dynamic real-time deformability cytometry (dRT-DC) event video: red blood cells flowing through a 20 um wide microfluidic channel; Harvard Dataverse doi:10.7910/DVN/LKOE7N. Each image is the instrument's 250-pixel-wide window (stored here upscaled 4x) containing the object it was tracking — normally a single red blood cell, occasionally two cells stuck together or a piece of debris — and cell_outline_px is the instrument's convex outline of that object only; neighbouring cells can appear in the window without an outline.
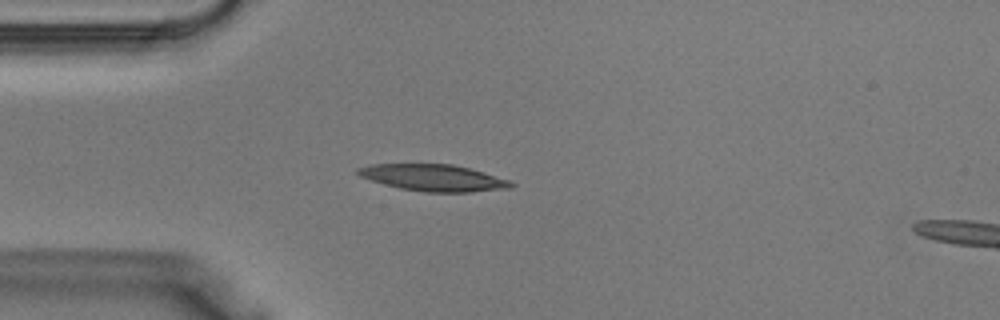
{"species": "Egyptian fruit bat (a non-hibernating species)", "species_latin": "Rousettus aegyptiacus", "temperature_condition": "warm", "stored_images_in_passage": 37, "camera_frame_rate_fps": 3000, "um_per_image_px": 0.085, "animal": {"sex": "male"}, "frame": {"image": 1, "passage_image": 9, "time_ms": 2.667, "image_size_px": [1000, 320], "cell_outline_px": [[516, 184], [512, 188], [472, 192], [424, 192], [400, 188], [384, 184], [360, 176], [356, 172], [356, 168], [372, 164], [452, 164], [484, 172], [512, 180]], "centroid_in_image_um": [36.9, 15.11], "position_along_channel_um": 48.1, "area_um2": 23.87}}
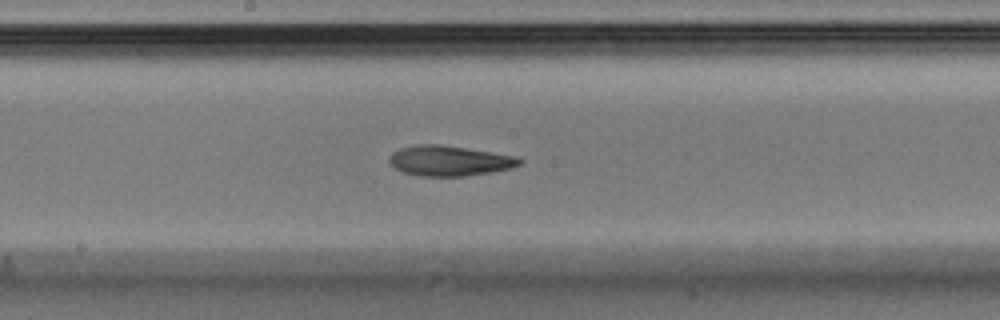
{"frame": {"image": 2, "passage_image": 19, "time_ms": 6.0, "image_size_px": [1000, 320], "cell_outline_px": [[524, 160], [520, 164], [512, 168], [492, 172], [464, 176], [420, 176], [404, 172], [392, 168], [388, 160], [388, 156], [392, 152], [400, 148], [416, 144], [440, 144], [512, 156]], "centroid_in_image_um": [38.12, 13.67], "position_along_channel_um": 210.1, "area_um2": 22.89}}
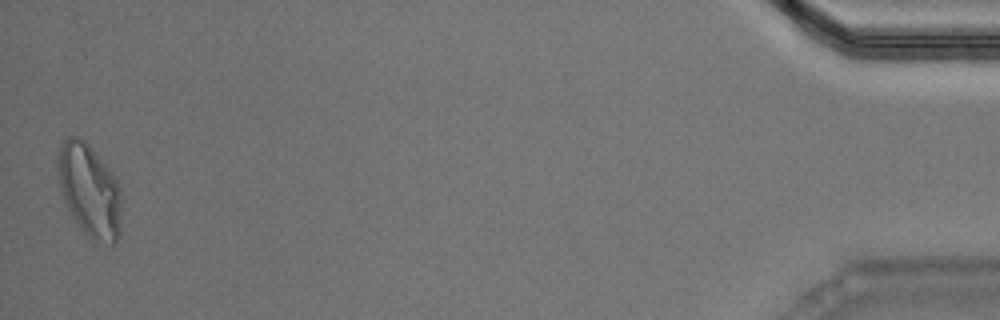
{"frame": {"image": 3, "passage_image": 37, "time_ms": 12.0, "image_size_px": [1000, 320], "cell_outline_px": [[120, 236], [112, 244], [92, 240], [80, 228], [72, 216], [64, 200], [56, 168], [56, 156], [64, 140], [68, 136], [76, 136], [84, 140], [88, 144], [116, 176], [120, 184]], "centroid_in_image_um": [7.6, 16.17], "position_along_channel_um": 427.6, "area_um2": 34.56}}